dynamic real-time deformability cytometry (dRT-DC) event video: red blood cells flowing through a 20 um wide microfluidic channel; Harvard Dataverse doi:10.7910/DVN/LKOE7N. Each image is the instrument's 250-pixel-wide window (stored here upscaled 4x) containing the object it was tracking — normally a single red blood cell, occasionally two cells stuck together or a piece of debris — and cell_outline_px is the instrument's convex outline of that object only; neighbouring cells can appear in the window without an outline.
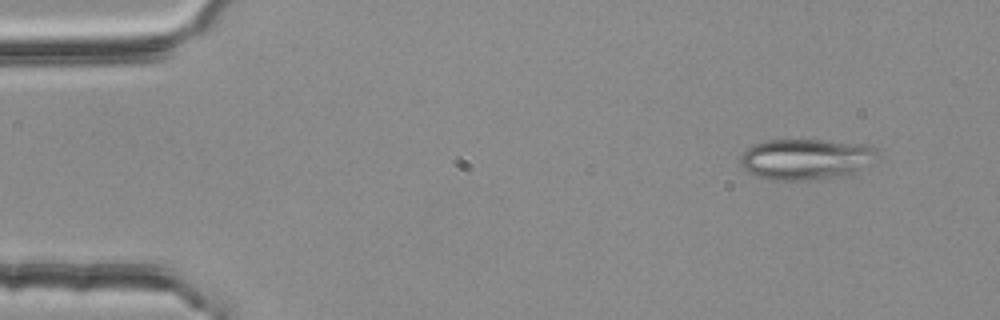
{"species": "common noctule bat (a hibernating species)", "species_latin": "Nyctalus noctula", "temperature_condition": "room temperature", "stored_images_in_passage": 3, "camera_frame_rate_fps": 3000, "um_per_image_px": 0.085, "animal": {"sex": "female", "body_mass_g": 25.1}, "frame": {"image": 1, "passage_image": 1, "time_ms": 0.0, "image_size_px": [1000, 320], "cell_outline_px": [[876, 164], [856, 172], [840, 176], [808, 180], [768, 180], [756, 176], [748, 172], [740, 164], [740, 156], [752, 144], [768, 140], [820, 140], [872, 144], [876, 148]], "centroid_in_image_um": [68.56, 13.53], "position_along_channel_um": 16.4, "area_um2": 33.18}}